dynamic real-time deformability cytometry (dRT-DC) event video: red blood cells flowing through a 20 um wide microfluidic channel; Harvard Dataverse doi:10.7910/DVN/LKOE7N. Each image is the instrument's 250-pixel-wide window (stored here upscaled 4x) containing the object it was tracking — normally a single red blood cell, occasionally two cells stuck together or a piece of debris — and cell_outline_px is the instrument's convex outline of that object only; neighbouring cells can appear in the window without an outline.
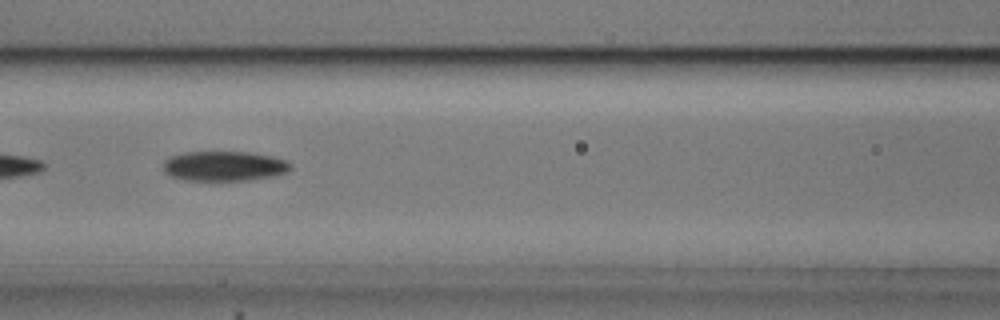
{"species": "common noctule bat (a hibernating species)", "species_latin": "Nyctalus noctula", "temperature_condition": "cold", "stored_images_in_passage": 4, "camera_frame_rate_fps": 3000, "um_per_image_px": 0.085, "animal": {"sex": "male", "body_mass_g": 20.5, "forearm_length_mm": 52.5}, "frame": {"image": 1, "passage_image": 4, "time_ms": 1.0, "image_size_px": [1000, 320], "cell_outline_px": [[292, 168], [288, 172], [276, 176], [248, 180], [184, 180], [168, 176], [164, 172], [164, 160], [168, 156], [184, 152], [248, 152], [272, 156], [288, 160], [292, 164]], "centroid_in_image_um": [19.07, 14.11], "position_along_channel_um": 147.5, "area_um2": 22.54}}